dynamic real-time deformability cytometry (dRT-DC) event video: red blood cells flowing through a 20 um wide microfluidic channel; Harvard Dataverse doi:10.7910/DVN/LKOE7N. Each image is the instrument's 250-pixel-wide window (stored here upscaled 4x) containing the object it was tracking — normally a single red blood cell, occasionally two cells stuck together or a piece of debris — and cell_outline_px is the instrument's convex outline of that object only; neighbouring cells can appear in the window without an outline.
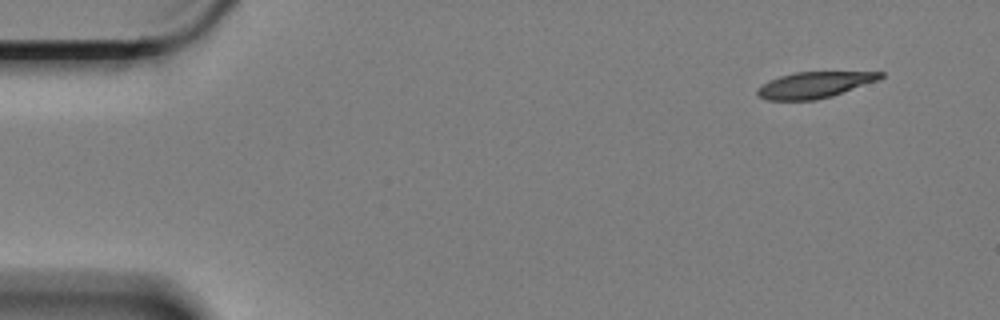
{"species": "Egyptian fruit bat (a non-hibernating species)", "species_latin": "Rousettus aegyptiacus", "temperature_condition": "cold", "stored_images_in_passage": 56, "camera_frame_rate_fps": 3000, "um_per_image_px": 0.085, "animal": {"sex": "female"}, "frame": {"image": 1, "passage_image": 1, "time_ms": 0.0, "image_size_px": [1000, 320], "cell_outline_px": [[884, 76], [876, 80], [832, 96], [816, 100], [768, 100], [756, 96], [756, 88], [780, 76], [796, 72], [884, 72]], "centroid_in_image_um": [69.18, 7.22], "position_along_channel_um": 15.8, "area_um2": 18.44}}
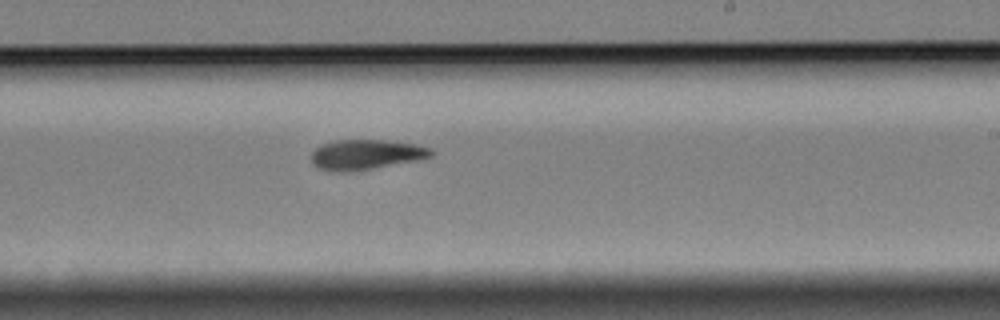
{"frame": {"image": 2, "passage_image": 32, "time_ms": 10.333, "image_size_px": [1000, 320], "cell_outline_px": [[432, 156], [416, 160], [372, 168], [320, 168], [312, 164], [312, 152], [320, 144], [336, 140], [384, 140], [412, 144], [432, 148]], "centroid_in_image_um": [31.14, 13.07], "position_along_channel_um": 257.9, "area_um2": 19.77}}
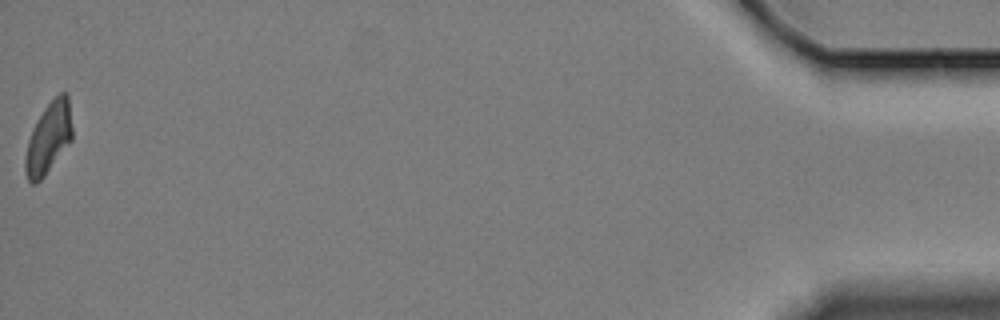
{"frame": {"image": 3, "passage_image": 56, "time_ms": 18.333, "image_size_px": [1000, 320], "cell_outline_px": [[72, 140], [44, 176], [36, 184], [32, 184], [28, 180], [24, 168], [24, 156], [28, 140], [32, 128], [36, 120], [44, 108], [60, 92], [68, 92], [72, 128]], "centroid_in_image_um": [4.11, 11.73], "position_along_channel_um": 431.1, "area_um2": 19.59}}